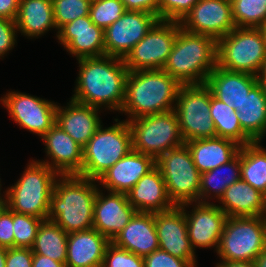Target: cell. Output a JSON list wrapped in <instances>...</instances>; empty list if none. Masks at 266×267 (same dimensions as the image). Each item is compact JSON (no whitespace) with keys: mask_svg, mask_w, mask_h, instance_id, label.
<instances>
[{"mask_svg":"<svg viewBox=\"0 0 266 267\" xmlns=\"http://www.w3.org/2000/svg\"><path fill=\"white\" fill-rule=\"evenodd\" d=\"M102 267H144L143 257L115 246H107Z\"/></svg>","mask_w":266,"mask_h":267,"instance_id":"39","label":"cell"},{"mask_svg":"<svg viewBox=\"0 0 266 267\" xmlns=\"http://www.w3.org/2000/svg\"><path fill=\"white\" fill-rule=\"evenodd\" d=\"M217 66L259 76L266 67V44L261 28L235 27L217 41Z\"/></svg>","mask_w":266,"mask_h":267,"instance_id":"6","label":"cell"},{"mask_svg":"<svg viewBox=\"0 0 266 267\" xmlns=\"http://www.w3.org/2000/svg\"><path fill=\"white\" fill-rule=\"evenodd\" d=\"M77 60L79 76L70 100L99 109L103 105L108 110L120 112L129 73L124 60L107 55Z\"/></svg>","mask_w":266,"mask_h":267,"instance_id":"1","label":"cell"},{"mask_svg":"<svg viewBox=\"0 0 266 267\" xmlns=\"http://www.w3.org/2000/svg\"><path fill=\"white\" fill-rule=\"evenodd\" d=\"M216 66L217 40L181 27L163 70L181 85H196L205 84Z\"/></svg>","mask_w":266,"mask_h":267,"instance_id":"4","label":"cell"},{"mask_svg":"<svg viewBox=\"0 0 266 267\" xmlns=\"http://www.w3.org/2000/svg\"><path fill=\"white\" fill-rule=\"evenodd\" d=\"M132 150L157 159L161 154L183 145L175 110L128 120Z\"/></svg>","mask_w":266,"mask_h":267,"instance_id":"9","label":"cell"},{"mask_svg":"<svg viewBox=\"0 0 266 267\" xmlns=\"http://www.w3.org/2000/svg\"><path fill=\"white\" fill-rule=\"evenodd\" d=\"M17 27L14 20L0 18V58L14 48Z\"/></svg>","mask_w":266,"mask_h":267,"instance_id":"42","label":"cell"},{"mask_svg":"<svg viewBox=\"0 0 266 267\" xmlns=\"http://www.w3.org/2000/svg\"><path fill=\"white\" fill-rule=\"evenodd\" d=\"M256 267H266V248L255 258Z\"/></svg>","mask_w":266,"mask_h":267,"instance_id":"49","label":"cell"},{"mask_svg":"<svg viewBox=\"0 0 266 267\" xmlns=\"http://www.w3.org/2000/svg\"><path fill=\"white\" fill-rule=\"evenodd\" d=\"M56 36L76 59L105 56L104 30L91 21L90 15L66 23Z\"/></svg>","mask_w":266,"mask_h":267,"instance_id":"18","label":"cell"},{"mask_svg":"<svg viewBox=\"0 0 266 267\" xmlns=\"http://www.w3.org/2000/svg\"><path fill=\"white\" fill-rule=\"evenodd\" d=\"M32 267H66V264L44 255L33 254Z\"/></svg>","mask_w":266,"mask_h":267,"instance_id":"47","label":"cell"},{"mask_svg":"<svg viewBox=\"0 0 266 267\" xmlns=\"http://www.w3.org/2000/svg\"><path fill=\"white\" fill-rule=\"evenodd\" d=\"M237 117L242 130L254 141L266 134V94L258 82L237 107Z\"/></svg>","mask_w":266,"mask_h":267,"instance_id":"30","label":"cell"},{"mask_svg":"<svg viewBox=\"0 0 266 267\" xmlns=\"http://www.w3.org/2000/svg\"><path fill=\"white\" fill-rule=\"evenodd\" d=\"M31 248L12 247L7 249L5 267H32Z\"/></svg>","mask_w":266,"mask_h":267,"instance_id":"44","label":"cell"},{"mask_svg":"<svg viewBox=\"0 0 266 267\" xmlns=\"http://www.w3.org/2000/svg\"><path fill=\"white\" fill-rule=\"evenodd\" d=\"M166 184L167 194L175 206L199 202L201 173L196 168L191 153L184 143L156 159ZM192 203V204H191Z\"/></svg>","mask_w":266,"mask_h":267,"instance_id":"10","label":"cell"},{"mask_svg":"<svg viewBox=\"0 0 266 267\" xmlns=\"http://www.w3.org/2000/svg\"><path fill=\"white\" fill-rule=\"evenodd\" d=\"M111 241L92 228L69 233L66 267H102L107 246Z\"/></svg>","mask_w":266,"mask_h":267,"instance_id":"23","label":"cell"},{"mask_svg":"<svg viewBox=\"0 0 266 267\" xmlns=\"http://www.w3.org/2000/svg\"><path fill=\"white\" fill-rule=\"evenodd\" d=\"M137 212H164L175 207L170 200L163 176L157 166L141 177L127 193Z\"/></svg>","mask_w":266,"mask_h":267,"instance_id":"24","label":"cell"},{"mask_svg":"<svg viewBox=\"0 0 266 267\" xmlns=\"http://www.w3.org/2000/svg\"><path fill=\"white\" fill-rule=\"evenodd\" d=\"M175 102L181 136L187 141L217 137L210 114L211 91L205 84L182 85Z\"/></svg>","mask_w":266,"mask_h":267,"instance_id":"11","label":"cell"},{"mask_svg":"<svg viewBox=\"0 0 266 267\" xmlns=\"http://www.w3.org/2000/svg\"><path fill=\"white\" fill-rule=\"evenodd\" d=\"M192 211L187 213L184 207L187 222L188 237L192 248L215 247L216 251L227 219V215L213 203L196 202Z\"/></svg>","mask_w":266,"mask_h":267,"instance_id":"17","label":"cell"},{"mask_svg":"<svg viewBox=\"0 0 266 267\" xmlns=\"http://www.w3.org/2000/svg\"><path fill=\"white\" fill-rule=\"evenodd\" d=\"M90 0H52L56 30L66 23L89 16Z\"/></svg>","mask_w":266,"mask_h":267,"instance_id":"36","label":"cell"},{"mask_svg":"<svg viewBox=\"0 0 266 267\" xmlns=\"http://www.w3.org/2000/svg\"><path fill=\"white\" fill-rule=\"evenodd\" d=\"M15 24L17 31L28 38L56 29L52 0H20Z\"/></svg>","mask_w":266,"mask_h":267,"instance_id":"29","label":"cell"},{"mask_svg":"<svg viewBox=\"0 0 266 267\" xmlns=\"http://www.w3.org/2000/svg\"><path fill=\"white\" fill-rule=\"evenodd\" d=\"M241 179L266 196V149L260 141L241 146Z\"/></svg>","mask_w":266,"mask_h":267,"instance_id":"34","label":"cell"},{"mask_svg":"<svg viewBox=\"0 0 266 267\" xmlns=\"http://www.w3.org/2000/svg\"><path fill=\"white\" fill-rule=\"evenodd\" d=\"M115 246L145 257L159 249L155 213L136 212L128 225L111 241Z\"/></svg>","mask_w":266,"mask_h":267,"instance_id":"22","label":"cell"},{"mask_svg":"<svg viewBox=\"0 0 266 267\" xmlns=\"http://www.w3.org/2000/svg\"><path fill=\"white\" fill-rule=\"evenodd\" d=\"M41 138L45 142V152L51 157V162H39L48 165L59 175H78L81 172L82 147L58 124L55 123Z\"/></svg>","mask_w":266,"mask_h":267,"instance_id":"20","label":"cell"},{"mask_svg":"<svg viewBox=\"0 0 266 267\" xmlns=\"http://www.w3.org/2000/svg\"><path fill=\"white\" fill-rule=\"evenodd\" d=\"M180 28V22L158 20L123 59L128 71L163 69Z\"/></svg>","mask_w":266,"mask_h":267,"instance_id":"12","label":"cell"},{"mask_svg":"<svg viewBox=\"0 0 266 267\" xmlns=\"http://www.w3.org/2000/svg\"><path fill=\"white\" fill-rule=\"evenodd\" d=\"M219 201L228 217L266 216V196L242 179L227 187Z\"/></svg>","mask_w":266,"mask_h":267,"instance_id":"27","label":"cell"},{"mask_svg":"<svg viewBox=\"0 0 266 267\" xmlns=\"http://www.w3.org/2000/svg\"><path fill=\"white\" fill-rule=\"evenodd\" d=\"M97 180L79 175H60L55 181L47 220L54 221L65 232L93 228Z\"/></svg>","mask_w":266,"mask_h":267,"instance_id":"2","label":"cell"},{"mask_svg":"<svg viewBox=\"0 0 266 267\" xmlns=\"http://www.w3.org/2000/svg\"><path fill=\"white\" fill-rule=\"evenodd\" d=\"M126 11L120 0H99L90 4L89 15L96 26L105 30L120 19Z\"/></svg>","mask_w":266,"mask_h":267,"instance_id":"37","label":"cell"},{"mask_svg":"<svg viewBox=\"0 0 266 267\" xmlns=\"http://www.w3.org/2000/svg\"><path fill=\"white\" fill-rule=\"evenodd\" d=\"M258 78H259V83L262 85L264 92L266 94V67L260 72Z\"/></svg>","mask_w":266,"mask_h":267,"instance_id":"50","label":"cell"},{"mask_svg":"<svg viewBox=\"0 0 266 267\" xmlns=\"http://www.w3.org/2000/svg\"><path fill=\"white\" fill-rule=\"evenodd\" d=\"M143 260L144 267H195L191 262L176 258L160 248L145 256Z\"/></svg>","mask_w":266,"mask_h":267,"instance_id":"41","label":"cell"},{"mask_svg":"<svg viewBox=\"0 0 266 267\" xmlns=\"http://www.w3.org/2000/svg\"><path fill=\"white\" fill-rule=\"evenodd\" d=\"M210 114L213 119L217 137L235 141L240 146L254 142L241 128L237 111L226 103L212 96Z\"/></svg>","mask_w":266,"mask_h":267,"instance_id":"33","label":"cell"},{"mask_svg":"<svg viewBox=\"0 0 266 267\" xmlns=\"http://www.w3.org/2000/svg\"><path fill=\"white\" fill-rule=\"evenodd\" d=\"M158 20L152 13L126 11L104 30L105 55L124 59Z\"/></svg>","mask_w":266,"mask_h":267,"instance_id":"14","label":"cell"},{"mask_svg":"<svg viewBox=\"0 0 266 267\" xmlns=\"http://www.w3.org/2000/svg\"><path fill=\"white\" fill-rule=\"evenodd\" d=\"M155 228L160 249L196 267L197 260L188 237L184 207L175 206L168 211L155 212Z\"/></svg>","mask_w":266,"mask_h":267,"instance_id":"16","label":"cell"},{"mask_svg":"<svg viewBox=\"0 0 266 267\" xmlns=\"http://www.w3.org/2000/svg\"><path fill=\"white\" fill-rule=\"evenodd\" d=\"M0 101L21 128L40 137L56 123L57 104L54 102L16 91L7 93Z\"/></svg>","mask_w":266,"mask_h":267,"instance_id":"13","label":"cell"},{"mask_svg":"<svg viewBox=\"0 0 266 267\" xmlns=\"http://www.w3.org/2000/svg\"><path fill=\"white\" fill-rule=\"evenodd\" d=\"M59 176L48 165L32 160L14 186L6 189V206L15 213L47 220L51 195Z\"/></svg>","mask_w":266,"mask_h":267,"instance_id":"5","label":"cell"},{"mask_svg":"<svg viewBox=\"0 0 266 267\" xmlns=\"http://www.w3.org/2000/svg\"><path fill=\"white\" fill-rule=\"evenodd\" d=\"M258 82V76L245 72H231L216 66L207 77L205 85L210 89L212 96L236 110Z\"/></svg>","mask_w":266,"mask_h":267,"instance_id":"26","label":"cell"},{"mask_svg":"<svg viewBox=\"0 0 266 267\" xmlns=\"http://www.w3.org/2000/svg\"><path fill=\"white\" fill-rule=\"evenodd\" d=\"M103 129L100 125L88 143L82 148L81 177L98 180L132 150L131 132L127 119Z\"/></svg>","mask_w":266,"mask_h":267,"instance_id":"7","label":"cell"},{"mask_svg":"<svg viewBox=\"0 0 266 267\" xmlns=\"http://www.w3.org/2000/svg\"><path fill=\"white\" fill-rule=\"evenodd\" d=\"M127 194L109 192L104 196L98 189L94 202L93 228L112 241L136 213Z\"/></svg>","mask_w":266,"mask_h":267,"instance_id":"19","label":"cell"},{"mask_svg":"<svg viewBox=\"0 0 266 267\" xmlns=\"http://www.w3.org/2000/svg\"><path fill=\"white\" fill-rule=\"evenodd\" d=\"M67 104L66 107L57 105L56 124L83 148L102 123L98 115L99 108L73 100Z\"/></svg>","mask_w":266,"mask_h":267,"instance_id":"25","label":"cell"},{"mask_svg":"<svg viewBox=\"0 0 266 267\" xmlns=\"http://www.w3.org/2000/svg\"><path fill=\"white\" fill-rule=\"evenodd\" d=\"M266 248V216L227 217L217 248L221 261H253Z\"/></svg>","mask_w":266,"mask_h":267,"instance_id":"8","label":"cell"},{"mask_svg":"<svg viewBox=\"0 0 266 267\" xmlns=\"http://www.w3.org/2000/svg\"><path fill=\"white\" fill-rule=\"evenodd\" d=\"M20 0H0V18L14 20L17 17Z\"/></svg>","mask_w":266,"mask_h":267,"instance_id":"46","label":"cell"},{"mask_svg":"<svg viewBox=\"0 0 266 267\" xmlns=\"http://www.w3.org/2000/svg\"><path fill=\"white\" fill-rule=\"evenodd\" d=\"M7 249L6 247L0 246V267H5Z\"/></svg>","mask_w":266,"mask_h":267,"instance_id":"51","label":"cell"},{"mask_svg":"<svg viewBox=\"0 0 266 267\" xmlns=\"http://www.w3.org/2000/svg\"><path fill=\"white\" fill-rule=\"evenodd\" d=\"M155 166L154 157L131 150L97 181L109 192L127 194L137 181Z\"/></svg>","mask_w":266,"mask_h":267,"instance_id":"21","label":"cell"},{"mask_svg":"<svg viewBox=\"0 0 266 267\" xmlns=\"http://www.w3.org/2000/svg\"><path fill=\"white\" fill-rule=\"evenodd\" d=\"M188 32L215 38L217 41L235 27L230 0H199L180 22Z\"/></svg>","mask_w":266,"mask_h":267,"instance_id":"15","label":"cell"},{"mask_svg":"<svg viewBox=\"0 0 266 267\" xmlns=\"http://www.w3.org/2000/svg\"><path fill=\"white\" fill-rule=\"evenodd\" d=\"M240 172L241 147L239 153L231 161L220 165L213 170L201 173L199 202L208 203L206 200L212 199L211 195L213 194V196L219 200L227 187L241 179Z\"/></svg>","mask_w":266,"mask_h":267,"instance_id":"31","label":"cell"},{"mask_svg":"<svg viewBox=\"0 0 266 267\" xmlns=\"http://www.w3.org/2000/svg\"><path fill=\"white\" fill-rule=\"evenodd\" d=\"M43 219L13 212L14 247L31 248Z\"/></svg>","mask_w":266,"mask_h":267,"instance_id":"38","label":"cell"},{"mask_svg":"<svg viewBox=\"0 0 266 267\" xmlns=\"http://www.w3.org/2000/svg\"><path fill=\"white\" fill-rule=\"evenodd\" d=\"M67 237L65 232L54 221L43 220L39 225L36 238L31 247L33 254H40L66 263Z\"/></svg>","mask_w":266,"mask_h":267,"instance_id":"32","label":"cell"},{"mask_svg":"<svg viewBox=\"0 0 266 267\" xmlns=\"http://www.w3.org/2000/svg\"><path fill=\"white\" fill-rule=\"evenodd\" d=\"M6 207V200H5V197H1L0 196V213L1 211Z\"/></svg>","mask_w":266,"mask_h":267,"instance_id":"52","label":"cell"},{"mask_svg":"<svg viewBox=\"0 0 266 267\" xmlns=\"http://www.w3.org/2000/svg\"><path fill=\"white\" fill-rule=\"evenodd\" d=\"M216 267H256L253 261H220Z\"/></svg>","mask_w":266,"mask_h":267,"instance_id":"48","label":"cell"},{"mask_svg":"<svg viewBox=\"0 0 266 267\" xmlns=\"http://www.w3.org/2000/svg\"><path fill=\"white\" fill-rule=\"evenodd\" d=\"M185 144L200 173L213 170L231 161L241 147L235 141L222 137L195 139Z\"/></svg>","mask_w":266,"mask_h":267,"instance_id":"28","label":"cell"},{"mask_svg":"<svg viewBox=\"0 0 266 267\" xmlns=\"http://www.w3.org/2000/svg\"><path fill=\"white\" fill-rule=\"evenodd\" d=\"M237 28H262L266 25V0H230Z\"/></svg>","mask_w":266,"mask_h":267,"instance_id":"35","label":"cell"},{"mask_svg":"<svg viewBox=\"0 0 266 267\" xmlns=\"http://www.w3.org/2000/svg\"><path fill=\"white\" fill-rule=\"evenodd\" d=\"M127 11H141L152 13L159 19L160 0H120Z\"/></svg>","mask_w":266,"mask_h":267,"instance_id":"45","label":"cell"},{"mask_svg":"<svg viewBox=\"0 0 266 267\" xmlns=\"http://www.w3.org/2000/svg\"><path fill=\"white\" fill-rule=\"evenodd\" d=\"M181 86L163 69L129 71L120 112L129 114L128 118L132 120L174 110Z\"/></svg>","mask_w":266,"mask_h":267,"instance_id":"3","label":"cell"},{"mask_svg":"<svg viewBox=\"0 0 266 267\" xmlns=\"http://www.w3.org/2000/svg\"><path fill=\"white\" fill-rule=\"evenodd\" d=\"M13 211L7 206L0 213V246L14 247Z\"/></svg>","mask_w":266,"mask_h":267,"instance_id":"43","label":"cell"},{"mask_svg":"<svg viewBox=\"0 0 266 267\" xmlns=\"http://www.w3.org/2000/svg\"><path fill=\"white\" fill-rule=\"evenodd\" d=\"M199 0H160L159 20L181 22Z\"/></svg>","mask_w":266,"mask_h":267,"instance_id":"40","label":"cell"},{"mask_svg":"<svg viewBox=\"0 0 266 267\" xmlns=\"http://www.w3.org/2000/svg\"><path fill=\"white\" fill-rule=\"evenodd\" d=\"M263 34H264V38H265V44H266V25H264L262 28H261Z\"/></svg>","mask_w":266,"mask_h":267,"instance_id":"53","label":"cell"}]
</instances>
